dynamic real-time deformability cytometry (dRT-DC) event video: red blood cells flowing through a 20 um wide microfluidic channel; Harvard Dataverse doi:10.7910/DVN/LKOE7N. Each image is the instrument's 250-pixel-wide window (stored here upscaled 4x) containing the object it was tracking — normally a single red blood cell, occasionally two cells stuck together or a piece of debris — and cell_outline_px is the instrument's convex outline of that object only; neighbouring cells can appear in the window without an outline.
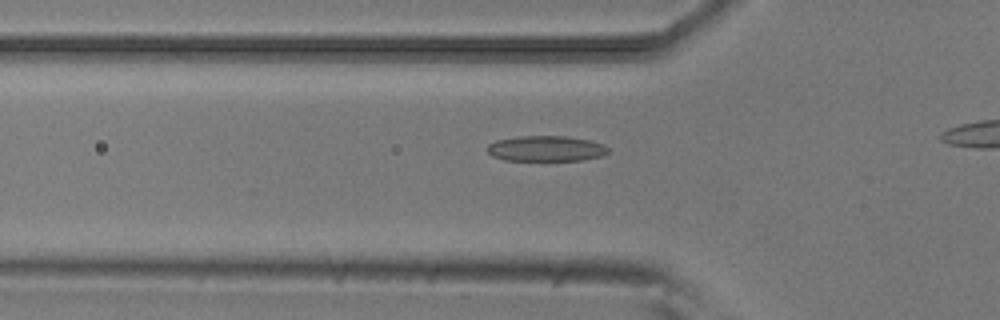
{"species": "common noctule bat (a hibernating species)", "species_latin": "Nyctalus noctula", "temperature_condition": "room temperature", "stored_images_in_passage": 31, "camera_frame_rate_fps": 3000, "um_per_image_px": 0.085, "animal": {"sex": "male", "body_mass_g": 20.5, "forearm_length_mm": 52.5}, "frame": {"image": 1, "passage_image": 6, "time_ms": 1.667, "image_size_px": [1000, 320], "cell_outline_px": [[608, 152], [604, 156], [584, 160], [504, 160], [492, 156], [488, 152], [488, 144], [496, 140], [520, 136], [568, 136], [588, 140], [604, 144], [608, 148]], "centroid_in_image_um": [46.44, 12.63], "position_along_channel_um": 79.4, "area_um2": 18.03}}
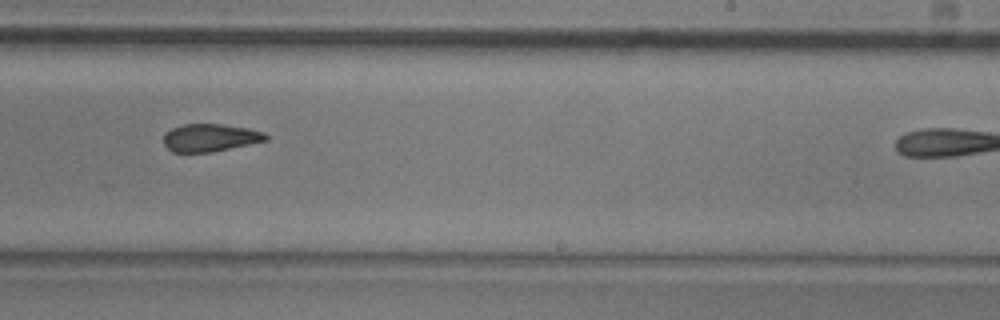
{"frame": {"image": 2, "passage_image": 21, "time_ms": 6.667, "image_size_px": [1000, 320], "cell_outline_px": [[268, 140], [212, 152], [172, 152], [164, 144], [164, 132], [172, 128], [184, 124], [220, 124], [248, 128], [264, 132], [268, 136]], "centroid_in_image_um": [17.86, 11.7], "position_along_channel_um": 271.1, "area_um2": 16.47}}
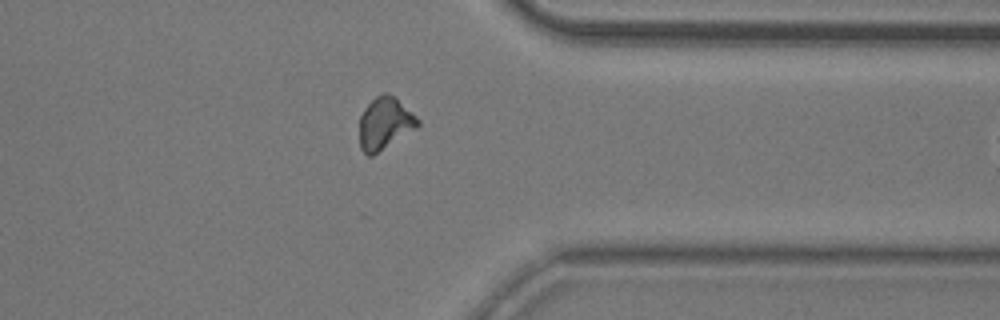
{"frame": {"image": 3, "passage_image": 30, "time_ms": 9.667, "image_size_px": [1000, 320], "cell_outline_px": [[420, 124], [416, 128], [372, 156], [368, 156], [360, 148], [360, 116], [364, 108], [376, 96], [384, 92], [388, 92], [416, 116], [420, 120]], "centroid_in_image_um": [32.69, 10.49], "position_along_channel_um": 378.7, "area_um2": 17.46}}